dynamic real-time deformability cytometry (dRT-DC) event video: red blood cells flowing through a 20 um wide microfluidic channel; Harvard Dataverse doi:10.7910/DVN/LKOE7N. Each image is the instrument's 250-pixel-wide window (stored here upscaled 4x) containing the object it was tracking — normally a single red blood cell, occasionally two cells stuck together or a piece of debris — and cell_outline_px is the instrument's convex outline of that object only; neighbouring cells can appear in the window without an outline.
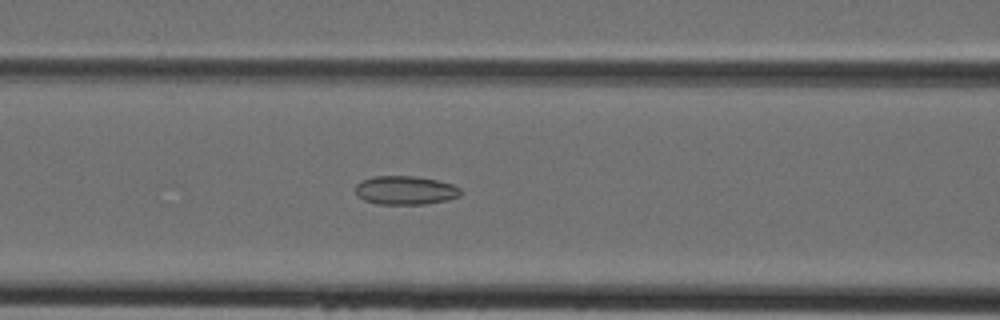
{"species": "Egyptian fruit bat (a non-hibernating species)", "species_latin": "Rousettus aegyptiacus", "temperature_condition": "cold", "stored_images_in_passage": 45, "camera_frame_rate_fps": 3000, "um_per_image_px": 0.085, "animal": {"sex": "female"}, "frame": {"image": 1, "passage_image": 19, "time_ms": 6.0, "image_size_px": [1000, 320], "cell_outline_px": [[460, 196], [448, 200], [424, 204], [376, 204], [364, 200], [356, 192], [356, 184], [360, 180], [376, 176], [416, 176], [436, 180], [452, 184], [460, 188]], "centroid_in_image_um": [34.45, 16.17], "position_along_channel_um": 132.1, "area_um2": 17.57}}
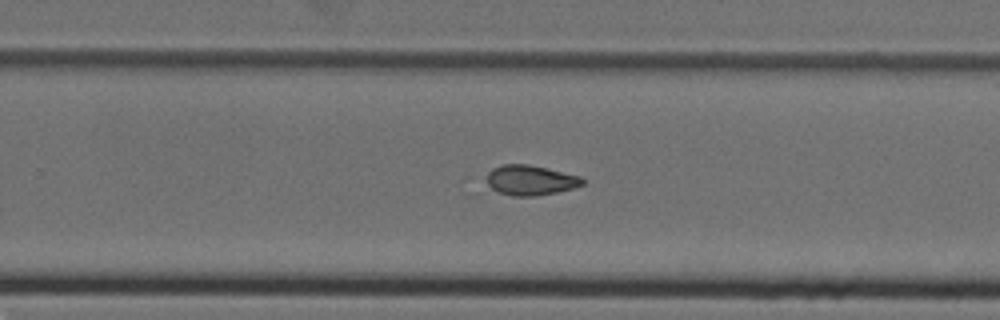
{"frame": {"image": 2, "passage_image": 29, "time_ms": 9.333, "image_size_px": [1000, 320], "cell_outline_px": [[584, 184], [572, 188], [556, 192], [536, 196], [512, 196], [500, 192], [492, 188], [488, 184], [488, 172], [492, 168], [504, 164], [528, 164], [548, 168], [580, 176], [584, 180]], "centroid_in_image_um": [45.1, 15.31], "position_along_channel_um": 284.7, "area_um2": 16.65}}
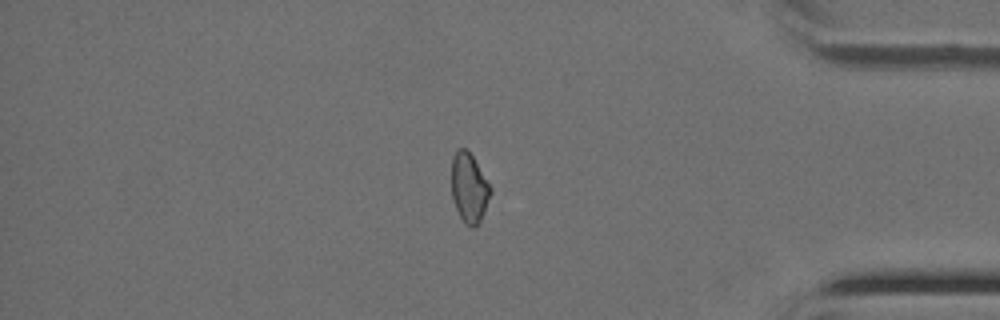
{"frame": {"image": 3, "passage_image": 38, "time_ms": 12.333, "image_size_px": [1000, 320], "cell_outline_px": [[492, 192], [484, 212], [480, 220], [472, 228], [464, 224], [456, 208], [452, 196], [452, 156], [460, 148], [464, 148], [472, 156], [492, 188]], "centroid_in_image_um": [39.88, 15.98], "position_along_channel_um": 395.3, "area_um2": 15.55}}